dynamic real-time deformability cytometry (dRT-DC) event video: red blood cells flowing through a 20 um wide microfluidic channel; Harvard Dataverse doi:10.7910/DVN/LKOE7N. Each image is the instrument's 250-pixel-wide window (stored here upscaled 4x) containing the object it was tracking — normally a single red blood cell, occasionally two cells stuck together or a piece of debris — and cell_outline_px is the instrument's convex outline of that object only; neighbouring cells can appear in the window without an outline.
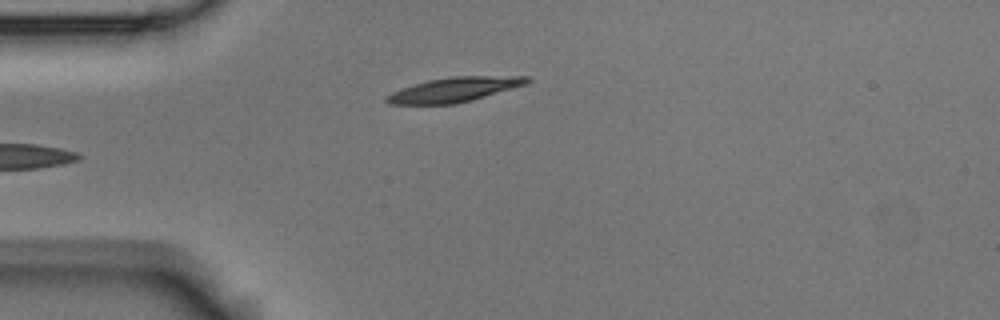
{"species": "Egyptian fruit bat (a non-hibernating species)", "species_latin": "Rousettus aegyptiacus", "temperature_condition": "room temperature", "stored_images_in_passage": 9, "camera_frame_rate_fps": 3000, "um_per_image_px": 0.085, "animal": {"sex": "male"}, "frame": {"image": 1, "passage_image": 4, "time_ms": 1.0, "image_size_px": [1000, 320], "cell_outline_px": [[532, 80], [528, 84], [472, 100], [456, 104], [388, 104], [384, 100], [384, 96], [392, 92], [428, 80], [452, 76], [528, 76]], "centroid_in_image_um": [38.65, 7.62], "position_along_channel_um": 46.4, "area_um2": 20.11}}
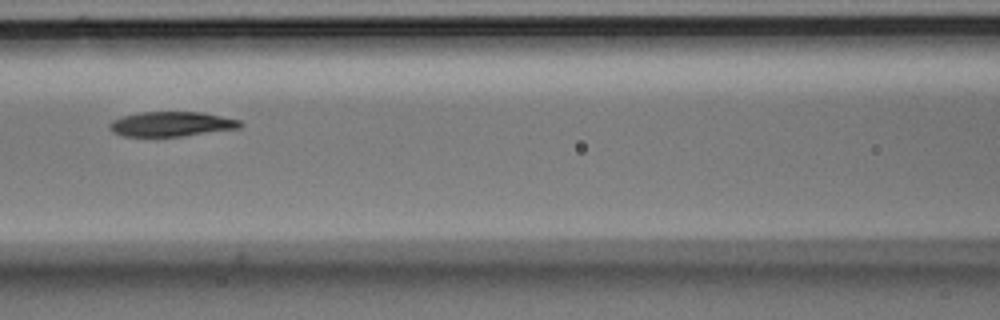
{"frame": {"image": 2, "passage_image": 7, "time_ms": 2.0, "image_size_px": [1000, 320], "cell_outline_px": [[244, 124], [240, 128], [180, 136], [124, 136], [112, 132], [108, 128], [108, 124], [112, 120], [124, 116], [140, 112], [204, 112], [240, 120]], "centroid_in_image_um": [14.57, 10.54], "position_along_channel_um": 152.0, "area_um2": 18.84}}
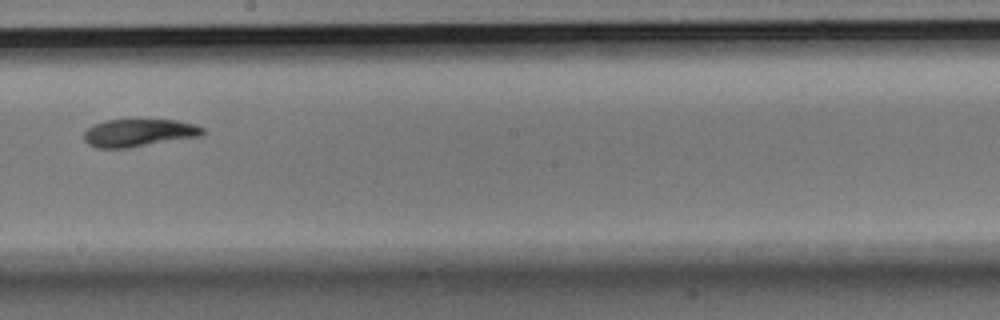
{"frame": {"image": 3, "passage_image": 9, "time_ms": 2.667, "image_size_px": [1000, 320], "cell_outline_px": [[204, 132], [200, 136], [128, 148], [96, 148], [88, 144], [84, 140], [84, 132], [92, 124], [104, 120], [176, 120], [192, 124], [204, 128]], "centroid_in_image_um": [11.75, 11.29], "position_along_channel_um": 236.5, "area_um2": 19.07}}